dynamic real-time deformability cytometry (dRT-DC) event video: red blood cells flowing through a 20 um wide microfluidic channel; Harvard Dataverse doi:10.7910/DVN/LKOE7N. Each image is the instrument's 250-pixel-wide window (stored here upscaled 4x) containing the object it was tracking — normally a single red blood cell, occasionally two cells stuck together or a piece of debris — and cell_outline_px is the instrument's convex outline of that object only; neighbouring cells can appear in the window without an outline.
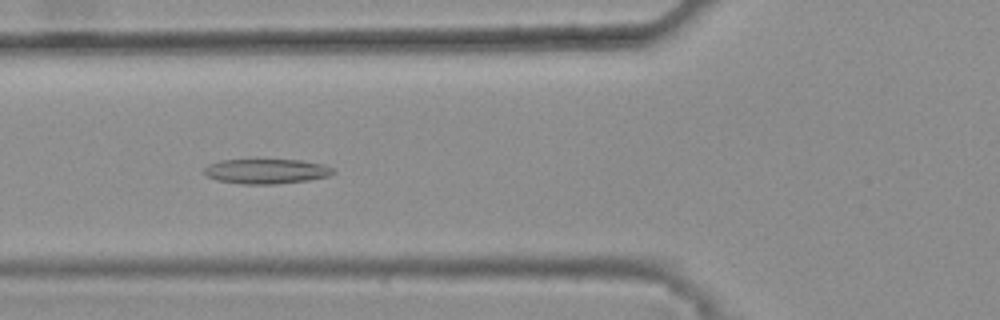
{"species": "common noctule bat (a hibernating species)", "species_latin": "Nyctalus noctula", "temperature_condition": "warm", "stored_images_in_passage": 28, "camera_frame_rate_fps": 3000, "um_per_image_px": 0.085, "animal": {"sex": "female", "body_mass_g": 25.1}, "frame": {"image": 1, "passage_image": 5, "time_ms": 1.333, "image_size_px": [1000, 320], "cell_outline_px": [[336, 172], [328, 176], [308, 180], [276, 184], [240, 184], [216, 180], [208, 176], [204, 172], [204, 168], [208, 164], [220, 160], [256, 156], [300, 160], [324, 164], [336, 168]], "centroid_in_image_um": [22.63, 14.5], "position_along_channel_um": 103.2, "area_um2": 19.94}}
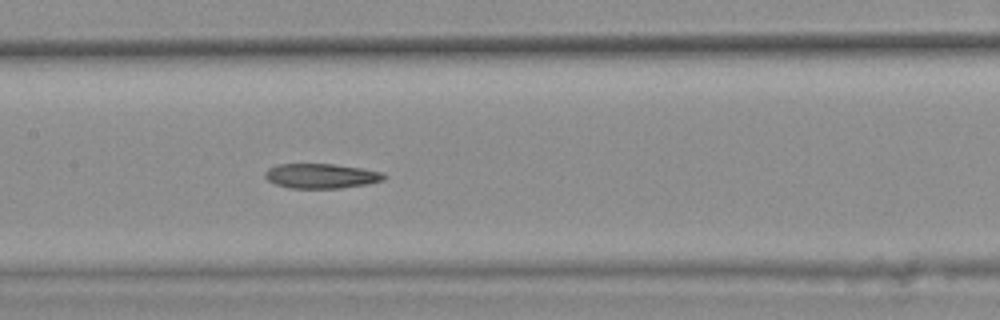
{"frame": {"image": 2, "passage_image": 11, "time_ms": 3.333, "image_size_px": [1000, 320], "cell_outline_px": [[388, 176], [384, 180], [364, 184], [340, 188], [292, 188], [276, 184], [268, 180], [264, 176], [264, 172], [268, 168], [276, 164], [336, 164], [384, 172]], "centroid_in_image_um": [27.3, 14.94], "position_along_channel_um": 180.1, "area_um2": 17.17}}
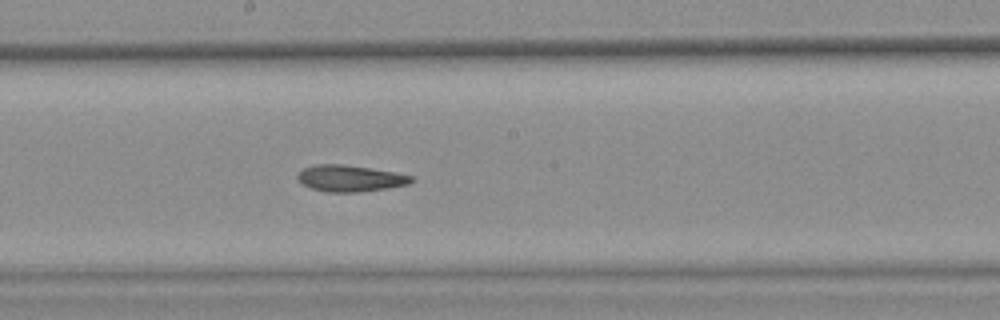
{"frame": {"image": 3, "passage_image": 14, "time_ms": 4.333, "image_size_px": [1000, 320], "cell_outline_px": [[416, 180], [408, 184], [388, 188], [360, 192], [328, 192], [312, 188], [296, 180], [296, 176], [300, 168], [316, 164], [344, 164], [396, 172], [412, 176]], "centroid_in_image_um": [29.74, 15.15], "position_along_channel_um": 218.5, "area_um2": 17.74}, "authors_computed_cell_mechanics": {"area_um2": 17.5712, "velocity_mm_per_s": 3.8438, "shape_relaxation_time_tau1_ms": null, "shape_relaxation_time_tau2_ms": 3.6204, "deformation_change_tau1": null, "deformation_change_tau2": 0.1026}}